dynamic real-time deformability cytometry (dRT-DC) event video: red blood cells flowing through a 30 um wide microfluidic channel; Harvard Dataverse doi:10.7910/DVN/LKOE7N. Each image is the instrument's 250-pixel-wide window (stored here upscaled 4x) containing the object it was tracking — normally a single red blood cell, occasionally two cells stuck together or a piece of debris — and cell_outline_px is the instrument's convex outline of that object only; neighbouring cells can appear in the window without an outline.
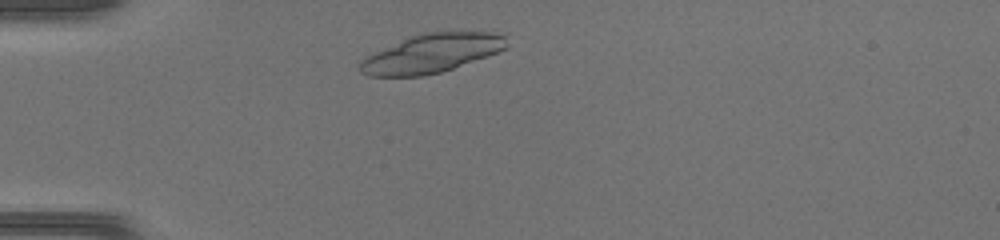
{"species": "common noctule bat (a hibernating species)", "species_latin": "Nyctalus noctula", "temperature_condition": "warm", "stored_images_in_passage": 36, "camera_frame_rate_fps": 3000, "um_per_image_px": 0.085, "animal": {"sex": "female", "body_mass_g": 17.0, "forearm_length_mm": 48.0}, "frame": {"image": 1, "passage_image": 3, "time_ms": 0.667, "image_size_px": [1000, 240], "cell_outline_px": [[508, 32], [504, 48], [496, 52], [452, 68], [440, 72], [424, 76], [368, 76], [360, 72], [356, 68], [356, 64], [360, 60], [376, 52], [412, 36], [424, 32]], "centroid_in_image_um": [36.66, 4.53], "position_along_channel_um": 48.3, "area_um2": 32.71}}